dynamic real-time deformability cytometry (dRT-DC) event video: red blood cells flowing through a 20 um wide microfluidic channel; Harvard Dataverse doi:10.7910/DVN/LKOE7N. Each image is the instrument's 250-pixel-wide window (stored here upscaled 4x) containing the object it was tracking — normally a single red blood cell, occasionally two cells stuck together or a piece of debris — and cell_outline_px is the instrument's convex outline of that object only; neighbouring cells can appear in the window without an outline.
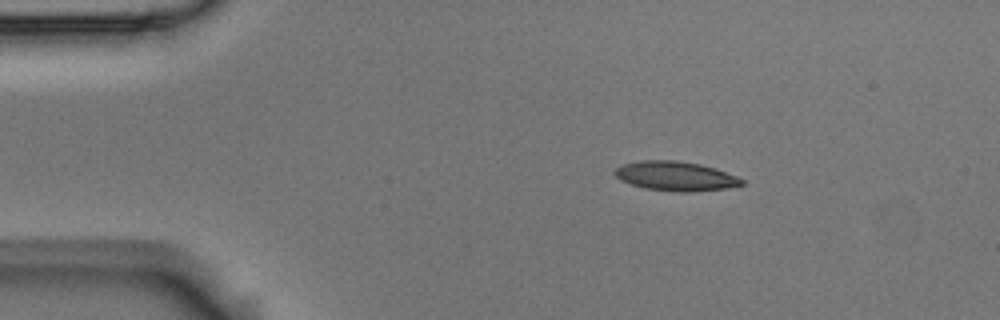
{"species": "Egyptian fruit bat (a non-hibernating species)", "species_latin": "Rousettus aegyptiacus", "temperature_condition": "room temperature", "stored_images_in_passage": 3, "camera_frame_rate_fps": 3000, "um_per_image_px": 0.085, "animal": {"sex": "male"}, "frame": {"image": 1, "passage_image": 1, "time_ms": 0.0, "image_size_px": [1000, 320], "cell_outline_px": [[744, 184], [728, 188], [688, 192], [680, 192], [644, 188], [620, 180], [612, 172], [616, 168], [624, 164], [640, 160], [676, 160], [700, 164], [716, 168], [736, 176], [744, 180]], "centroid_in_image_um": [57.43, 14.96], "position_along_channel_um": 27.6, "area_um2": 21.73}}
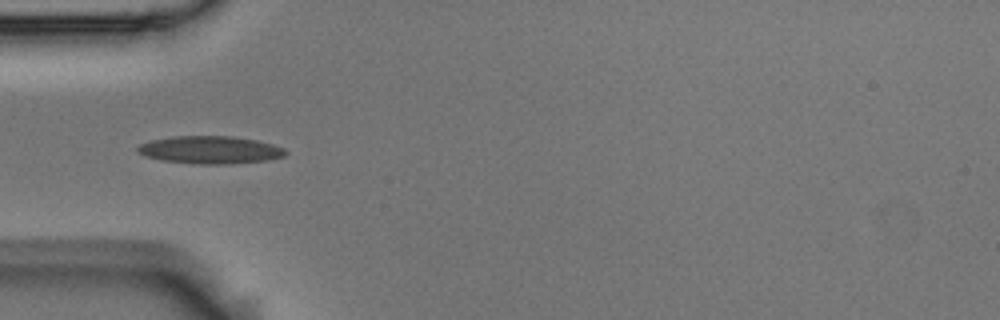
{"frame": {"image": 2, "passage_image": 3, "time_ms": 0.667, "image_size_px": [1000, 320], "cell_outline_px": [[288, 152], [284, 156], [268, 160], [228, 164], [200, 164], [160, 160], [144, 156], [136, 152], [136, 148], [140, 144], [152, 140], [172, 136], [232, 136], [256, 140], [272, 144], [284, 148]], "centroid_in_image_um": [17.84, 12.74], "position_along_channel_um": 67.2, "area_um2": 23.93}}